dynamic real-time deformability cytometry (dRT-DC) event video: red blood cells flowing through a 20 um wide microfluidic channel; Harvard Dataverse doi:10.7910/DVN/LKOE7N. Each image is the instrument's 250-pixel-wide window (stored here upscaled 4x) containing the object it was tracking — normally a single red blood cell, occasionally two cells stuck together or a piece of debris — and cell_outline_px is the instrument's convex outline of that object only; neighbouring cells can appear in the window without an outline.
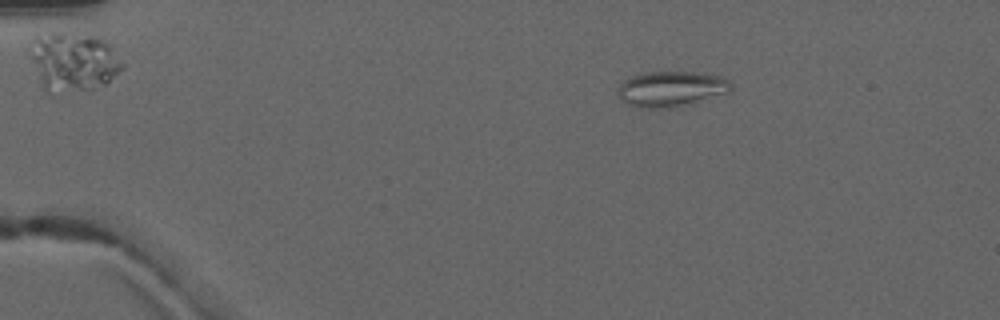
{"species": "common noctule bat (a hibernating species)", "species_latin": "Nyctalus noctula", "temperature_condition": "warm", "stored_images_in_passage": 3, "camera_frame_rate_fps": 3000, "um_per_image_px": 0.085, "animal": {"sex": "male", "forearm_length_mm": 52.5}, "frame": {"image": 1, "passage_image": 1, "time_ms": 0.0, "image_size_px": [1000, 320], "cell_outline_px": [[732, 88], [728, 92], [668, 108], [644, 108], [628, 104], [616, 92], [620, 84], [624, 80], [632, 76], [644, 72], [692, 72], [720, 76], [728, 80], [732, 84]], "centroid_in_image_um": [57.0, 7.53], "position_along_channel_um": 28.0, "area_um2": 22.77}}